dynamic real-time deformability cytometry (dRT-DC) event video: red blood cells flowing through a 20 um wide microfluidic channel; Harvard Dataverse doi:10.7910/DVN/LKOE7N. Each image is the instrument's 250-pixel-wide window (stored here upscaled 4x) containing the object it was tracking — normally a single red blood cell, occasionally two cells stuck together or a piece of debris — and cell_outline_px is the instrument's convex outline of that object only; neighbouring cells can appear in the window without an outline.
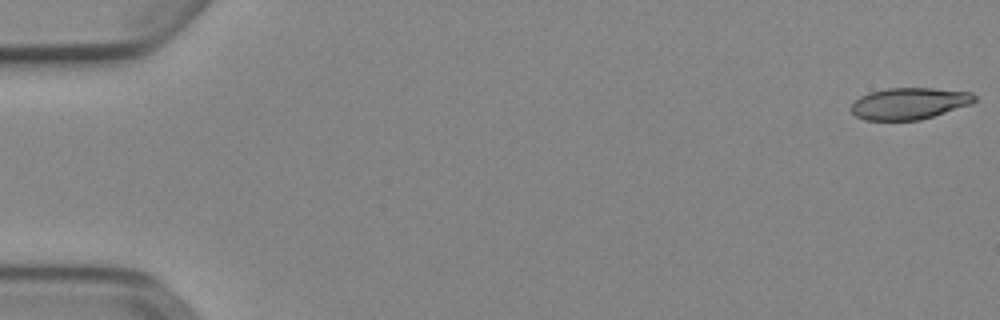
{"species": "Egyptian fruit bat (a non-hibernating species)", "species_latin": "Rousettus aegyptiacus", "temperature_condition": "cold", "stored_images_in_passage": 52, "camera_frame_rate_fps": 3000, "um_per_image_px": 0.085, "animal": {"sex": "female"}, "frame": {"image": 1, "passage_image": 1, "time_ms": 0.0, "image_size_px": [1000, 320], "cell_outline_px": [[976, 100], [972, 104], [920, 120], [864, 120], [856, 116], [852, 112], [852, 104], [860, 96], [868, 92], [888, 88], [932, 88], [972, 92], [976, 96]], "centroid_in_image_um": [77.3, 8.79], "position_along_channel_um": 7.7, "area_um2": 22.77}}
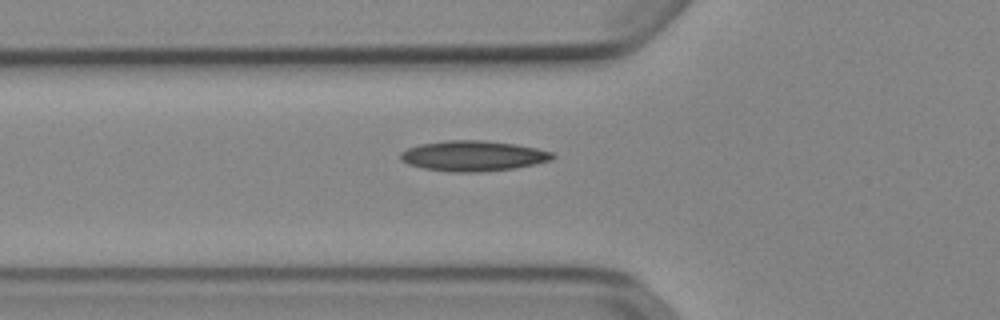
{"frame": {"image": 2, "passage_image": 19, "time_ms": 6.0, "image_size_px": [1000, 320], "cell_outline_px": [[556, 156], [552, 160], [536, 164], [512, 168], [480, 172], [456, 172], [424, 168], [408, 164], [400, 160], [400, 152], [408, 148], [420, 144], [448, 140], [480, 140], [516, 144], [536, 148], [552, 152]], "centroid_in_image_um": [40.22, 13.25], "position_along_channel_um": 85.6, "area_um2": 26.82}}
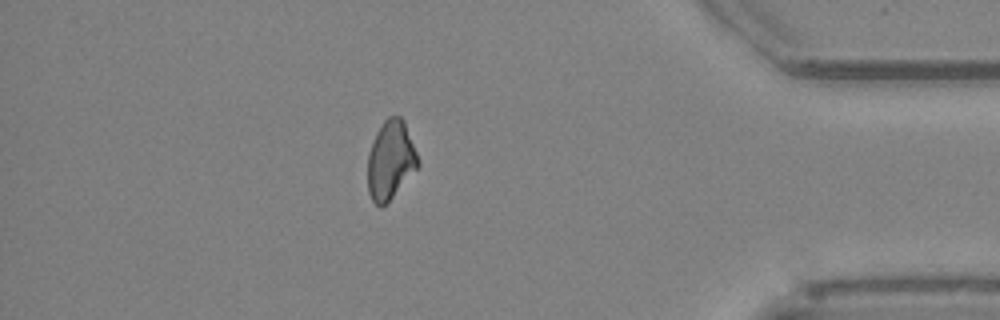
{"frame": {"image": 3, "passage_image": 46, "time_ms": 15.0, "image_size_px": [1000, 320], "cell_outline_px": [[420, 164], [392, 196], [380, 208], [372, 200], [368, 192], [368, 152], [376, 132], [384, 120], [388, 116], [400, 116], [404, 120], [416, 152]], "centroid_in_image_um": [33.17, 13.57], "position_along_channel_um": 402.0, "area_um2": 22.66}, "authors_computed_cell_mechanics": {"area_um2": 24.0159, "velocity_mm_per_s": 3.9067, "shape_relaxation_time_tau1_ms": null, "shape_relaxation_time_tau2_ms": 5.0657, "deformation_change_tau1": null, "deformation_change_tau2": 0.1325}}